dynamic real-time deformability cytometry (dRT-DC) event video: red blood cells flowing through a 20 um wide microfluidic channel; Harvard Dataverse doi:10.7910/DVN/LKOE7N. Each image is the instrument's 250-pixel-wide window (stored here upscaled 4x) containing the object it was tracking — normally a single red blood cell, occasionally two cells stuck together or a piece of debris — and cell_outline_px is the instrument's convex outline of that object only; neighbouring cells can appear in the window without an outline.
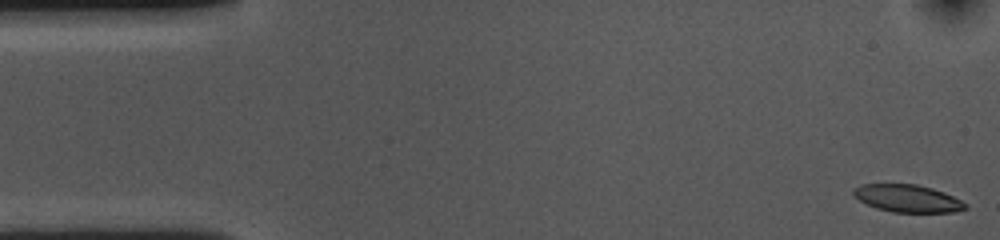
{"species": "common noctule bat (a hibernating species)", "species_latin": "Nyctalus noctula", "temperature_condition": "cold", "stored_images_in_passage": 14, "camera_frame_rate_fps": 3000, "um_per_image_px": 0.085, "animal": {"sex": "female", "body_mass_g": 10.0, "forearm_length_mm": 53.1}, "frame": {"image": 1, "passage_image": 1, "time_ms": 0.0, "image_size_px": [1000, 240], "cell_outline_px": [[968, 208], [952, 212], [892, 212], [876, 208], [860, 200], [852, 192], [852, 188], [860, 184], [916, 184], [932, 188], [944, 192], [968, 204]], "centroid_in_image_um": [77.14, 16.86], "position_along_channel_um": 7.9, "area_um2": 17.86}}